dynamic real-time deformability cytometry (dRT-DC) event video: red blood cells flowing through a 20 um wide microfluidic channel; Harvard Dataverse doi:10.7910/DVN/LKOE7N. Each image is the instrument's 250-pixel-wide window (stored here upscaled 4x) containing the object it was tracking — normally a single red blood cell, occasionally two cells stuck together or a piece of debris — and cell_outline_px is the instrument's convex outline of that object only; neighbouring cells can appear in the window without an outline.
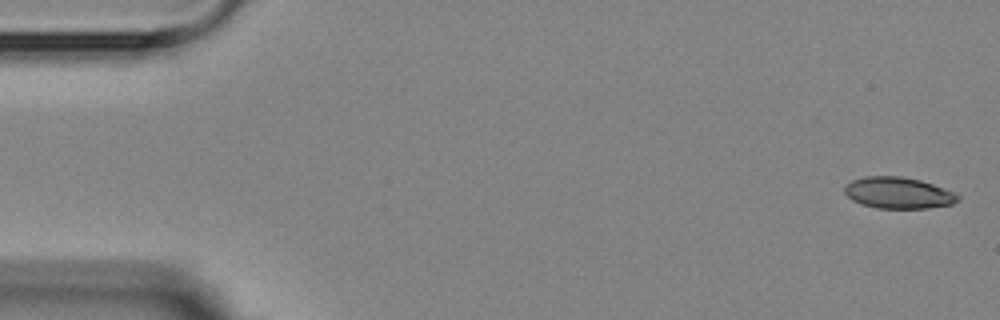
{"species": "Egyptian fruit bat (a non-hibernating species)", "species_latin": "Rousettus aegyptiacus", "temperature_condition": "room temperature", "stored_images_in_passage": 6, "camera_frame_rate_fps": 3000, "um_per_image_px": 0.085, "animal": {"sex": "female"}, "frame": {"image": 1, "passage_image": 1, "time_ms": 0.0, "image_size_px": [1000, 320], "cell_outline_px": [[960, 200], [952, 204], [928, 208], [876, 208], [860, 204], [852, 200], [844, 192], [844, 184], [852, 180], [864, 176], [900, 176], [920, 180], [956, 192], [960, 196]], "centroid_in_image_um": [76.35, 16.39], "position_along_channel_um": 8.7, "area_um2": 20.92}}
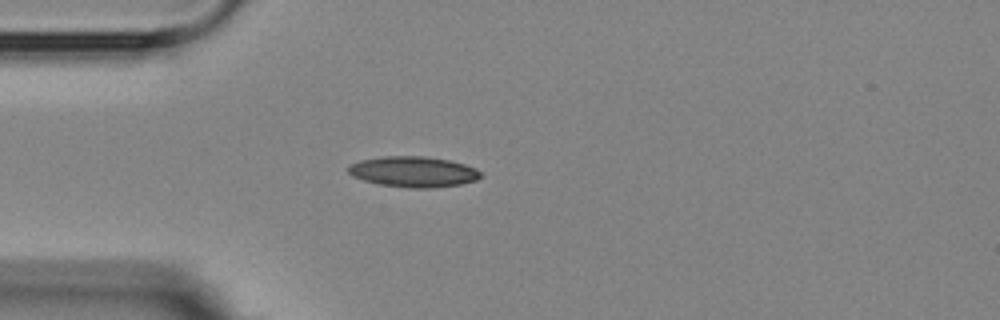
{"frame": {"image": 2, "passage_image": 4, "time_ms": 4.333, "image_size_px": [1000, 320], "cell_outline_px": [[480, 176], [476, 180], [460, 184], [432, 188], [408, 188], [380, 184], [364, 180], [352, 176], [348, 172], [348, 164], [360, 160], [384, 156], [424, 156], [448, 160], [464, 164], [476, 168], [480, 172]], "centroid_in_image_um": [35.11, 14.59], "position_along_channel_um": 49.9, "area_um2": 23.58}}
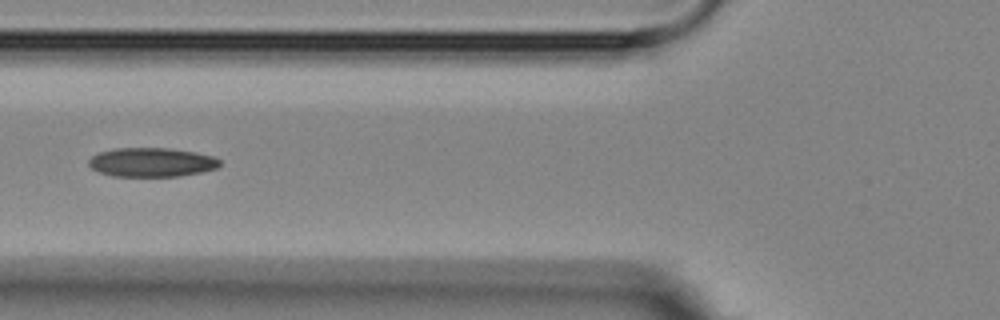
{"frame": {"image": 3, "passage_image": 6, "time_ms": 6.333, "image_size_px": [1000, 320], "cell_outline_px": [[220, 164], [216, 168], [200, 172], [180, 176], [112, 176], [100, 172], [92, 168], [88, 164], [88, 160], [92, 156], [100, 152], [116, 148], [168, 148], [196, 152], [212, 156], [220, 160]], "centroid_in_image_um": [12.88, 13.79], "position_along_channel_um": 112.9, "area_um2": 22.08}}